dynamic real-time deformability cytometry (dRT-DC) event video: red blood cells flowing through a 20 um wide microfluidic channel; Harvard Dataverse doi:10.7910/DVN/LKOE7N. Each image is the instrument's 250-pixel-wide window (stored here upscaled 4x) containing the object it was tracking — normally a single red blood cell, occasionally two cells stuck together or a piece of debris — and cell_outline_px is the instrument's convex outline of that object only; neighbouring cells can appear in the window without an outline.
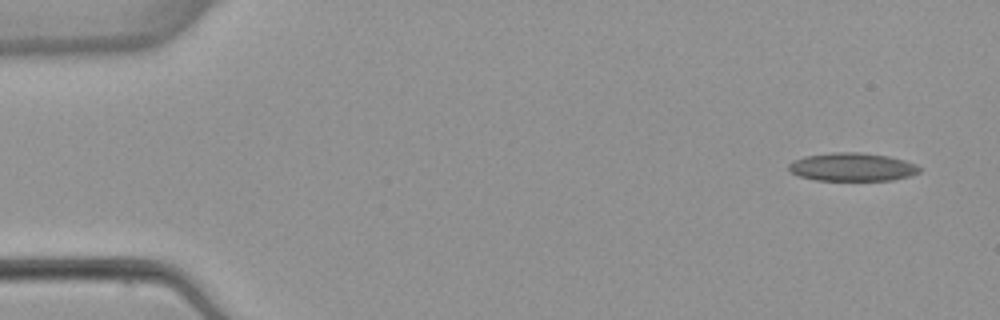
{"species": "common noctule bat (a hibernating species)", "species_latin": "Nyctalus noctula", "temperature_condition": "warm", "stored_images_in_passage": 4, "camera_frame_rate_fps": 3000, "um_per_image_px": 0.085, "animal": {"sex": "female", "body_mass_g": 22.7, "forearm_length_mm": 54.2}, "frame": {"image": 1, "passage_image": 1, "time_ms": 0.0, "image_size_px": [1000, 320], "cell_outline_px": [[920, 172], [908, 176], [892, 180], [816, 180], [800, 176], [792, 172], [788, 168], [788, 164], [792, 160], [804, 156], [836, 152], [860, 152], [888, 156], [904, 160], [916, 164], [920, 168]], "centroid_in_image_um": [72.43, 14.19], "position_along_channel_um": 12.6, "area_um2": 21.44}}
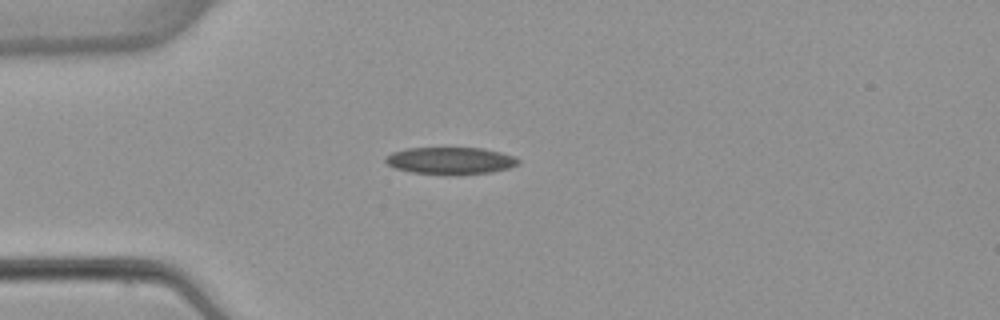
{"frame": {"image": 2, "passage_image": 4, "time_ms": 3.667, "image_size_px": [1000, 320], "cell_outline_px": [[520, 160], [516, 164], [508, 168], [492, 172], [448, 176], [412, 172], [396, 168], [388, 164], [384, 160], [384, 156], [392, 152], [408, 148], [484, 148], [516, 156]], "centroid_in_image_um": [38.28, 13.67], "position_along_channel_um": 46.7, "area_um2": 21.21}}